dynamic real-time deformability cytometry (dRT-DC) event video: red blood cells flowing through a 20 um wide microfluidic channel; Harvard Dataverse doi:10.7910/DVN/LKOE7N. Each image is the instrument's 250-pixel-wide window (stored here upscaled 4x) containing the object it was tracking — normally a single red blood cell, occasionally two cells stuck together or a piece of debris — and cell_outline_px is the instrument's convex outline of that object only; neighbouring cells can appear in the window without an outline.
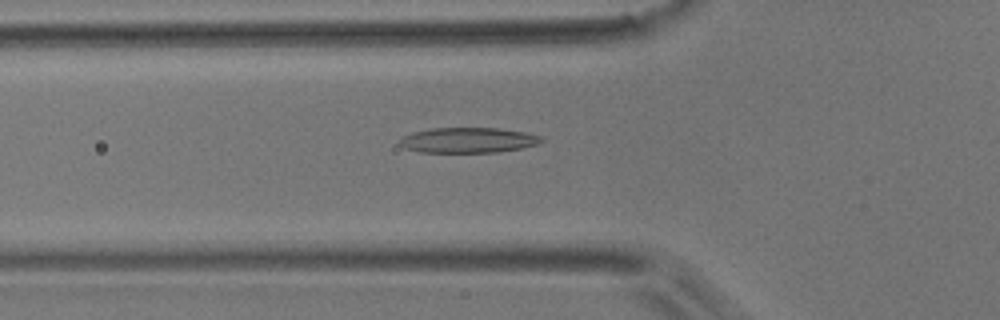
{"species": "common noctule bat (a hibernating species)", "species_latin": "Nyctalus noctula", "temperature_condition": "room temperature", "stored_images_in_passage": 39, "camera_frame_rate_fps": 3000, "um_per_image_px": 0.085, "animal": {"sex": "male", "body_mass_g": 17.9}, "frame": {"image": 1, "passage_image": 3, "time_ms": 0.667, "image_size_px": [1000, 320], "cell_outline_px": [[544, 140], [536, 144], [520, 148], [496, 152], [420, 152], [404, 148], [400, 144], [400, 140], [404, 136], [412, 132], [432, 128], [500, 128], [524, 132], [540, 136]], "centroid_in_image_um": [39.77, 11.91], "position_along_channel_um": 86.0, "area_um2": 20.69}}
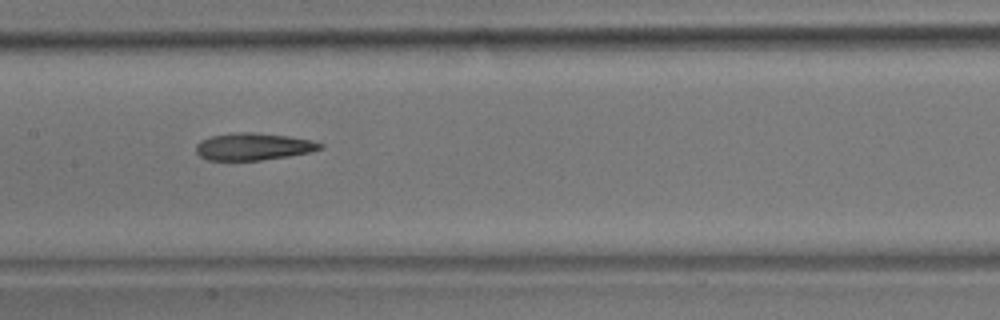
{"frame": {"image": 2, "passage_image": 11, "time_ms": 3.333, "image_size_px": [1000, 320], "cell_outline_px": [[324, 148], [308, 152], [288, 156], [260, 160], [208, 160], [200, 156], [196, 152], [196, 144], [200, 140], [212, 136], [240, 132], [252, 132], [288, 136], [312, 140], [324, 144]], "centroid_in_image_um": [21.54, 12.46], "position_along_channel_um": 185.9, "area_um2": 19.54}}
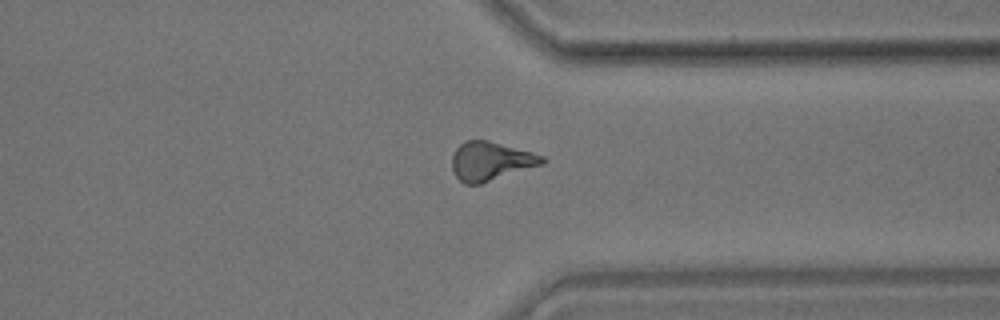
{"frame": {"image": 3, "passage_image": 26, "time_ms": 8.333, "image_size_px": [1000, 320], "cell_outline_px": [[548, 160], [544, 164], [480, 184], [464, 184], [456, 176], [452, 168], [452, 156], [456, 148], [464, 140], [488, 140], [532, 152], [544, 156]], "centroid_in_image_um": [41.73, 13.69], "position_along_channel_um": 369.7, "area_um2": 20.46}, "authors_computed_cell_mechanics": {"area_um2": 19.5364, "velocity_mm_per_s": 3.7102, "shape_relaxation_time_tau1_ms": null, "shape_relaxation_time_tau2_ms": 5.1279, "deformation_change_tau1": null, "deformation_change_tau2": 0.1655}}